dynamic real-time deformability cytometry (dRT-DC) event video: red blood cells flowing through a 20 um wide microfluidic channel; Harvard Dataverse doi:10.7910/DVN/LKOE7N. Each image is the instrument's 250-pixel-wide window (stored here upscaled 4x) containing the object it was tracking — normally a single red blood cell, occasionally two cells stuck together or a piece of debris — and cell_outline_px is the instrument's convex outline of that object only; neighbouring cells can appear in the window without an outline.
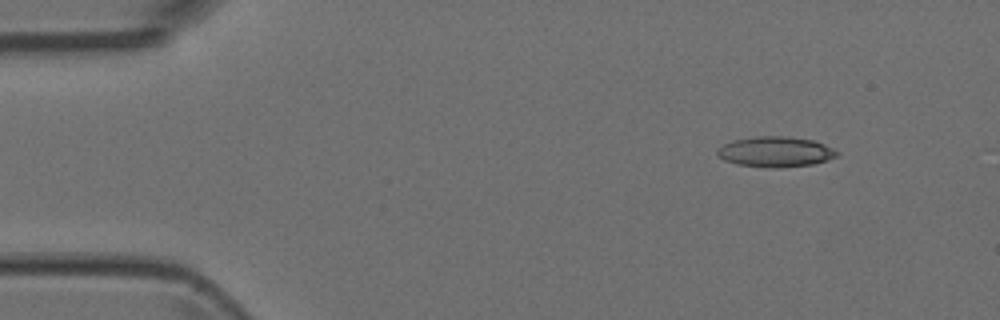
{"species": "Egyptian fruit bat (a non-hibernating species)", "species_latin": "Rousettus aegyptiacus", "temperature_condition": "room temperature", "stored_images_in_passage": 5, "camera_frame_rate_fps": 3000, "um_per_image_px": 0.085, "animal": {"sex": "female"}, "frame": {"image": 1, "passage_image": 1, "time_ms": 0.0, "image_size_px": [1000, 320], "cell_outline_px": [[840, 152], [836, 156], [828, 160], [812, 164], [776, 168], [768, 168], [736, 164], [724, 160], [716, 152], [716, 148], [732, 140], [756, 136], [788, 136], [812, 140], [824, 144]], "centroid_in_image_um": [65.9, 12.9], "position_along_channel_um": 19.1, "area_um2": 21.27}}
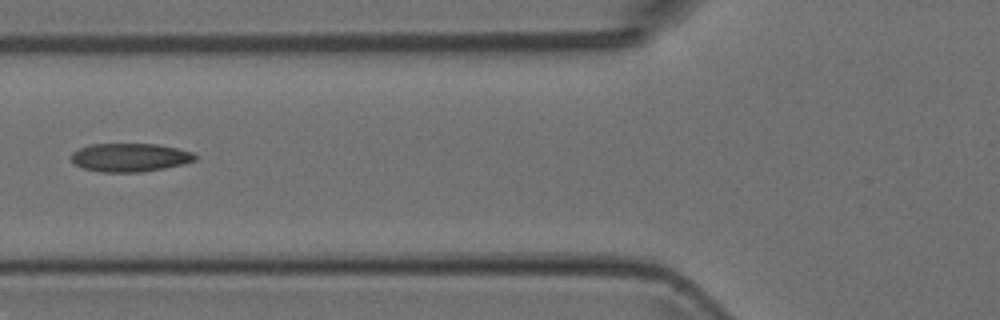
{"frame": {"image": 2, "passage_image": 5, "time_ms": 1.333, "image_size_px": [1000, 320], "cell_outline_px": [[196, 160], [184, 164], [164, 168], [140, 172], [100, 172], [84, 168], [76, 164], [72, 160], [72, 152], [88, 144], [156, 144], [176, 148], [192, 152], [196, 156]], "centroid_in_image_um": [11.05, 13.38], "position_along_channel_um": 114.8, "area_um2": 20.4}}